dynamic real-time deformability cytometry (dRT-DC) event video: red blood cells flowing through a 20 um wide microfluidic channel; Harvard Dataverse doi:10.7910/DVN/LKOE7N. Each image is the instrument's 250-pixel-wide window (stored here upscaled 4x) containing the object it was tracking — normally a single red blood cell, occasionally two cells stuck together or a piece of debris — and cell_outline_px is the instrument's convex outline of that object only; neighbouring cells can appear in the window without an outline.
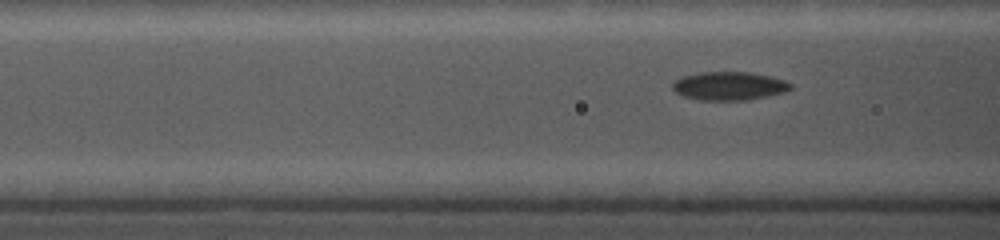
{"species": "common noctule bat (a hibernating species)", "species_latin": "Nyctalus noctula", "temperature_condition": "cold", "stored_images_in_passage": 49, "camera_frame_rate_fps": 5000, "um_per_image_px": 0.085, "animal": {"sex": "female", "body_mass_g": 19.0, "forearm_length_mm": 56.7}, "frame": {"image": 1, "passage_image": 12, "time_ms": 2.2, "image_size_px": [1000, 240], "cell_outline_px": [[792, 88], [784, 92], [744, 100], [700, 100], [684, 96], [676, 92], [672, 88], [672, 84], [676, 80], [684, 76], [700, 72], [752, 72], [784, 80], [792, 84]], "centroid_in_image_um": [61.96, 7.3], "position_along_channel_um": 104.6, "area_um2": 19.31}}
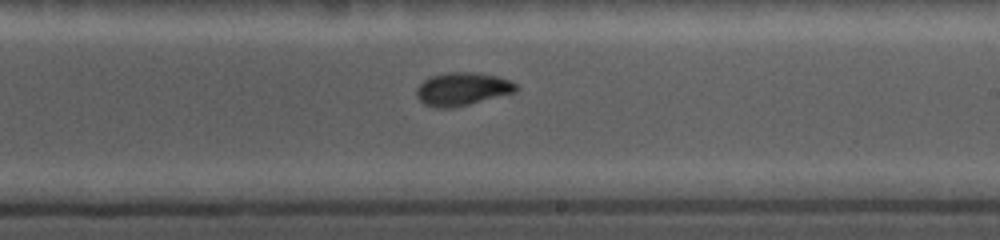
{"frame": {"image": 2, "passage_image": 33, "time_ms": 6.0, "image_size_px": [1000, 240], "cell_outline_px": [[520, 88], [516, 92], [452, 108], [436, 108], [424, 104], [416, 96], [416, 88], [424, 80], [432, 76], [448, 72], [476, 72], [496, 76], [508, 80], [516, 84]], "centroid_in_image_um": [39.29, 7.57], "position_along_channel_um": 249.7, "area_um2": 19.13}}
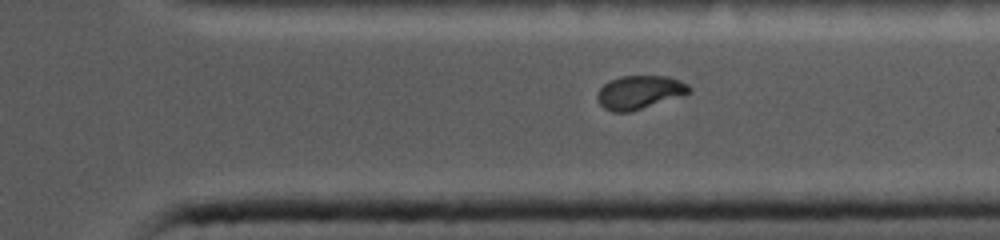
{"frame": {"image": 3, "passage_image": 48, "time_ms": 8.8, "image_size_px": [1000, 240], "cell_outline_px": [[692, 88], [684, 96], [632, 112], [612, 112], [604, 108], [596, 100], [596, 92], [604, 84], [620, 76], [668, 76], [680, 80], [688, 84]], "centroid_in_image_um": [54.37, 7.86], "position_along_channel_um": 357.0, "area_um2": 18.26}}